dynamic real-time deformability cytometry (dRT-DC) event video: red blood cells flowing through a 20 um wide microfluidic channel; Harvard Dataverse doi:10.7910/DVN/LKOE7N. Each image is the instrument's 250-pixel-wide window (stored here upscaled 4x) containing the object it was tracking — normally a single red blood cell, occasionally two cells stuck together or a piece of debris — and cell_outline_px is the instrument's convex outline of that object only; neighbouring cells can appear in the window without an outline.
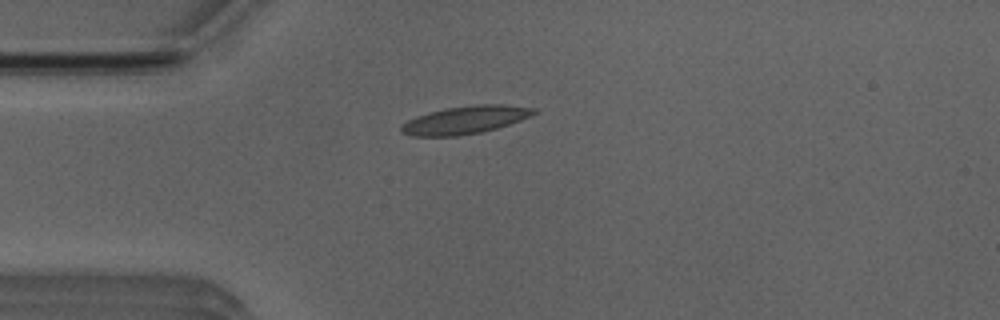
{"species": "Egyptian fruit bat (a non-hibernating species)", "species_latin": "Rousettus aegyptiacus", "temperature_condition": "room temperature", "stored_images_in_passage": 1, "camera_frame_rate_fps": 3000, "um_per_image_px": 0.085, "animal": {"sex": "male"}, "frame": {"image": 1, "passage_image": 1, "time_ms": 0.0, "image_size_px": [1000, 320], "cell_outline_px": [[536, 112], [520, 120], [496, 128], [480, 132], [456, 136], [412, 136], [400, 132], [400, 128], [408, 120], [416, 116], [428, 112], [444, 108], [476, 104], [504, 104], [536, 108]], "centroid_in_image_um": [39.51, 10.18], "position_along_channel_um": 45.5, "area_um2": 21.39}}